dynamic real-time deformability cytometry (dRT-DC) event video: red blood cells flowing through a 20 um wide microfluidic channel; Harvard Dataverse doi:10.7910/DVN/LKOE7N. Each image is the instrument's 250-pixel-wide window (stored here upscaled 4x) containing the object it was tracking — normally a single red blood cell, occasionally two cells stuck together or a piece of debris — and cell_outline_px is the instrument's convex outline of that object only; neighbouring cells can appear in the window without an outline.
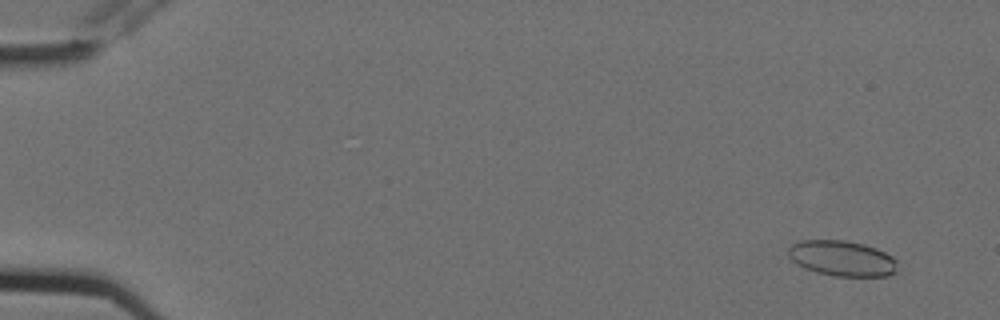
{"species": "Egyptian fruit bat (a non-hibernating species)", "species_latin": "Rousettus aegyptiacus", "temperature_condition": "cold", "stored_images_in_passage": 5, "camera_frame_rate_fps": 3000, "um_per_image_px": 0.085, "animal": {"sex": "female"}, "frame": {"image": 1, "passage_image": 1, "time_ms": 0.0, "image_size_px": [1000, 320], "cell_outline_px": [[896, 272], [888, 276], [836, 276], [816, 272], [804, 268], [796, 264], [788, 256], [788, 248], [792, 244], [800, 240], [844, 240], [864, 244], [876, 248], [892, 256], [896, 260]], "centroid_in_image_um": [71.56, 21.96], "position_along_channel_um": 13.4, "area_um2": 22.66}}